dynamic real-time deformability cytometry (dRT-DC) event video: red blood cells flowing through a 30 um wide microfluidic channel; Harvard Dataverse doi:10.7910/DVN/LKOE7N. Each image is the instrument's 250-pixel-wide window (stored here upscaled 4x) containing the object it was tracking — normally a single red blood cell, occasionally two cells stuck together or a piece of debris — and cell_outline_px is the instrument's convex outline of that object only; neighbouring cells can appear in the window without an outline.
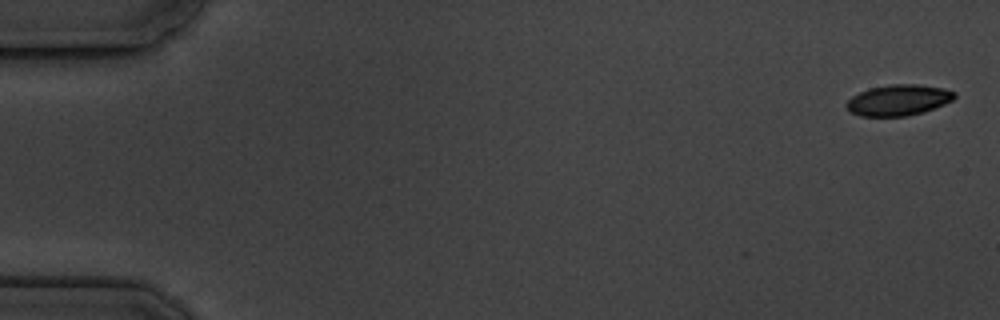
{"species": "common noctule bat (a hibernating species)", "species_latin": "Nyctalus noctula", "temperature_condition": "cold", "stored_images_in_passage": 3, "camera_frame_rate_fps": 3000, "um_per_image_px": 0.085, "animal": {"sex": "male", "body_mass_g": 19.5, "forearm_length_mm": 54.6}, "frame": {"image": 1, "passage_image": 1, "time_ms": 0.0, "image_size_px": [1000, 320], "cell_outline_px": [[956, 96], [952, 100], [944, 104], [924, 112], [908, 116], [860, 116], [848, 112], [844, 104], [852, 96], [868, 88], [892, 84], [916, 84], [944, 88], [956, 92]], "centroid_in_image_um": [76.34, 8.51], "position_along_channel_um": 8.7, "area_um2": 19.65}}